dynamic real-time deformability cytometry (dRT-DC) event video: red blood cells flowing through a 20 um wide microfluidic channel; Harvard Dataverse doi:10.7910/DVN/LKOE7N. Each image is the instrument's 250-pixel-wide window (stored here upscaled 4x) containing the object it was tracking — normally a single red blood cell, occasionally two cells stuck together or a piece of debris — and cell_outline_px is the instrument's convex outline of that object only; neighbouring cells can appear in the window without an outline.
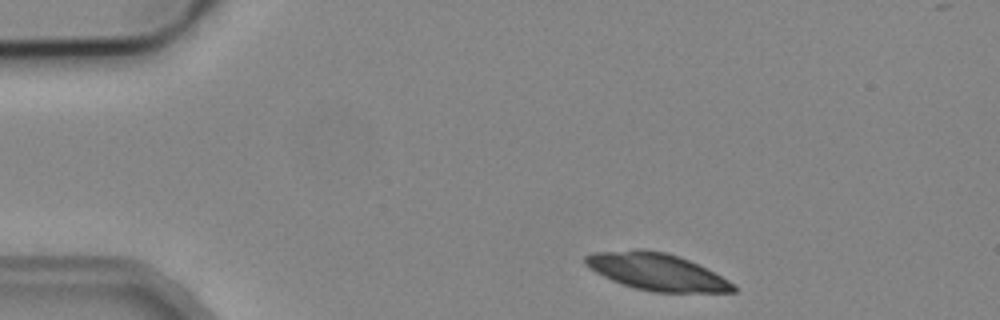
{"species": "common noctule bat (a hibernating species)", "species_latin": "Nyctalus noctula", "temperature_condition": "cold", "stored_images_in_passage": 2, "camera_frame_rate_fps": 3000, "um_per_image_px": 0.085, "animal": {"sex": "male", "body_mass_g": 19.2, "forearm_length_mm": 51.8}, "frame": {"image": 1, "passage_image": 1, "time_ms": 0.0, "image_size_px": [1000, 320], "cell_outline_px": [[736, 292], [652, 292], [636, 288], [612, 280], [596, 272], [584, 264], [584, 256], [592, 252], [636, 248], [644, 248], [664, 252], [680, 256], [728, 280], [736, 288]], "centroid_in_image_um": [55.75, 23.07], "position_along_channel_um": 29.2, "area_um2": 31.79}}